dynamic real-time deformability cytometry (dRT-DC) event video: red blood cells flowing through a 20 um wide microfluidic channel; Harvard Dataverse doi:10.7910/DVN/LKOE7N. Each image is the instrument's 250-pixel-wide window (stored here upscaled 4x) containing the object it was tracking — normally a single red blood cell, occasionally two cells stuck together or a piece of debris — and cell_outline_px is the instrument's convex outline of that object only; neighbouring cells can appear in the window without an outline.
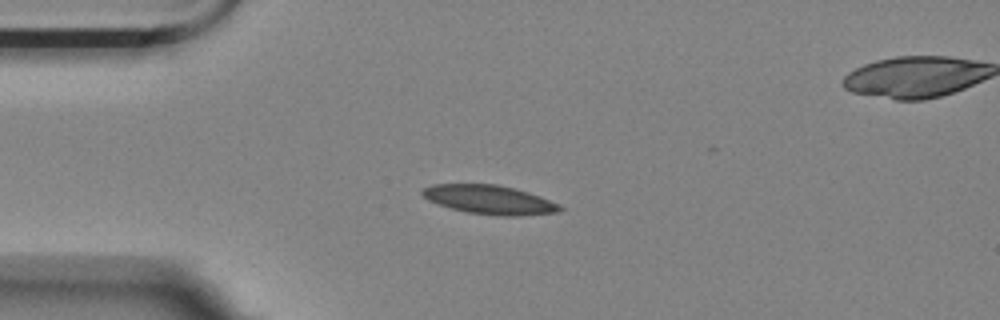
{"species": "Egyptian fruit bat (a non-hibernating species)", "species_latin": "Rousettus aegyptiacus", "temperature_condition": "room temperature", "stored_images_in_passage": 5, "camera_frame_rate_fps": 3000, "um_per_image_px": 0.085, "animal": {"sex": "female"}, "frame": {"image": 1, "passage_image": 3, "time_ms": 2.667, "image_size_px": [1000, 320], "cell_outline_px": [[564, 208], [556, 212], [520, 216], [496, 216], [468, 212], [452, 208], [428, 200], [420, 192], [424, 188], [432, 184], [496, 184], [528, 192], [540, 196], [560, 204]], "centroid_in_image_um": [41.62, 16.97], "position_along_channel_um": 43.4, "area_um2": 23.06}}
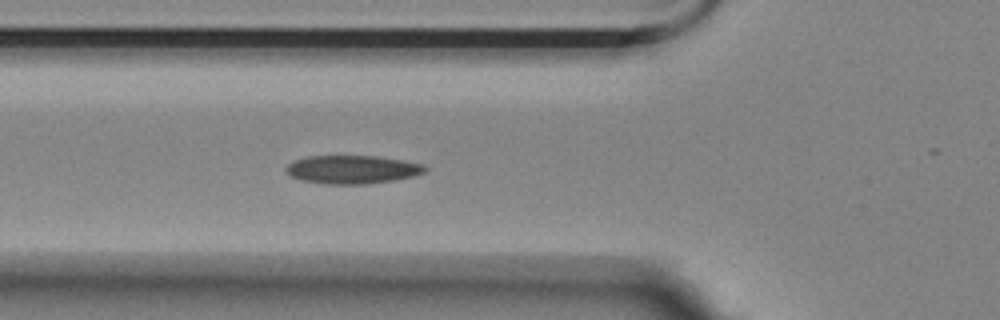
{"frame": {"image": 2, "passage_image": 5, "time_ms": 4.667, "image_size_px": [1000, 320], "cell_outline_px": [[428, 168], [424, 172], [416, 176], [392, 180], [364, 184], [324, 184], [300, 180], [292, 176], [284, 168], [288, 164], [296, 160], [308, 156], [376, 156], [404, 160], [424, 164]], "centroid_in_image_um": [29.97, 14.4], "position_along_channel_um": 95.8, "area_um2": 22.95}}